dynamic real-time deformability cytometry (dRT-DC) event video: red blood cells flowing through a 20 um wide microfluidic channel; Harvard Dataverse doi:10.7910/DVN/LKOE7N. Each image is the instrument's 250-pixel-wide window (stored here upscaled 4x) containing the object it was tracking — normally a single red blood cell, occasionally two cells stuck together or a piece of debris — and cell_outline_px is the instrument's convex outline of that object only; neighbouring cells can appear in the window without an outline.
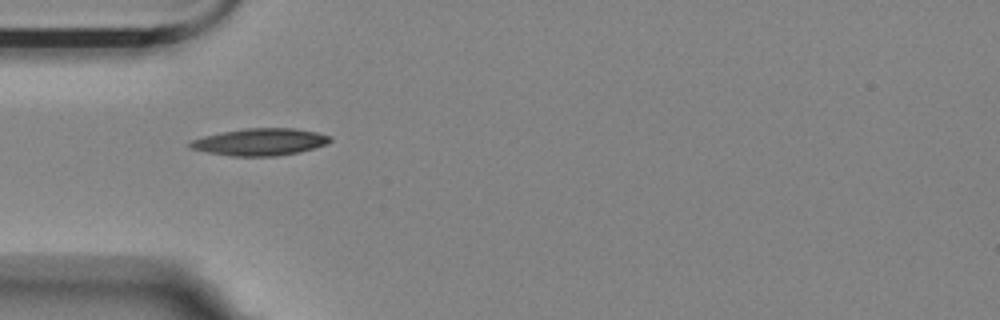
{"species": "Egyptian fruit bat (a non-hibernating species)", "species_latin": "Rousettus aegyptiacus", "temperature_condition": "room temperature", "stored_images_in_passage": 2, "camera_frame_rate_fps": 3000, "um_per_image_px": 0.085, "animal": {"sex": "female"}, "frame": {"image": 1, "passage_image": 1, "time_ms": 0.0, "image_size_px": [1000, 320], "cell_outline_px": [[332, 140], [328, 144], [300, 152], [276, 156], [232, 156], [208, 152], [188, 148], [188, 140], [220, 132], [244, 128], [292, 128], [316, 132], [328, 136]], "centroid_in_image_um": [22.06, 12.06], "position_along_channel_um": 62.9, "area_um2": 22.2}}
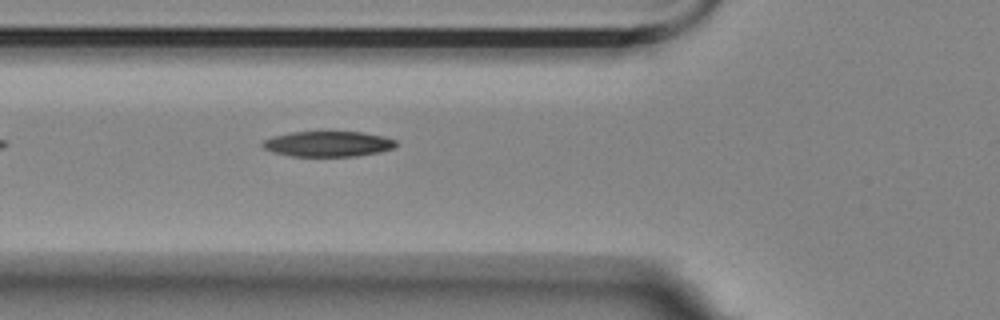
{"frame": {"image": 2, "passage_image": 2, "time_ms": 0.333, "image_size_px": [1000, 320], "cell_outline_px": [[396, 144], [392, 148], [380, 152], [356, 156], [292, 156], [272, 152], [264, 148], [260, 144], [264, 140], [272, 136], [292, 132], [364, 132], [384, 136], [396, 140]], "centroid_in_image_um": [27.87, 12.23], "position_along_channel_um": 97.9, "area_um2": 19.77}}